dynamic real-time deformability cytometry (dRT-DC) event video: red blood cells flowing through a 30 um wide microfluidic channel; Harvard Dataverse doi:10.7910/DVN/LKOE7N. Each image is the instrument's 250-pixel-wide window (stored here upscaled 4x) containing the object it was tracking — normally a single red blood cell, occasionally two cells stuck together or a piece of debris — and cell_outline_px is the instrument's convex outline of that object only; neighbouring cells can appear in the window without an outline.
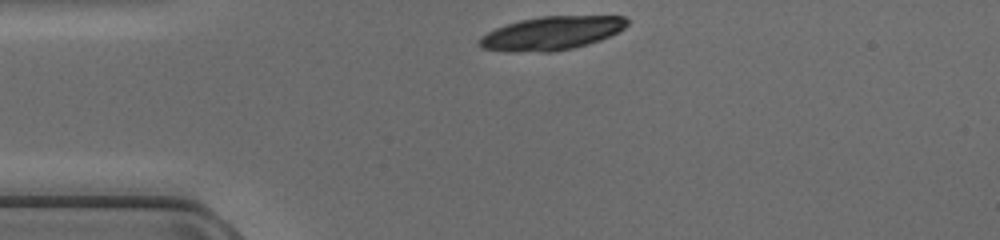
{"species": "common noctule bat (a hibernating species)", "species_latin": "Nyctalus noctula", "temperature_condition": "cold", "stored_images_in_passage": 37, "camera_frame_rate_fps": 3000, "um_per_image_px": 0.085, "animal": {"sex": "female", "body_mass_g": 17.0, "forearm_length_mm": 48.0}, "frame": {"image": 1, "passage_image": 1, "time_ms": 0.0, "image_size_px": [1000, 240], "cell_outline_px": [[628, 24], [624, 28], [600, 40], [588, 44], [572, 48], [552, 52], [508, 52], [480, 48], [476, 44], [476, 40], [480, 36], [496, 28], [520, 20], [540, 16], [624, 16], [628, 20]], "centroid_in_image_um": [46.81, 2.83], "position_along_channel_um": 38.2, "area_um2": 29.02}}
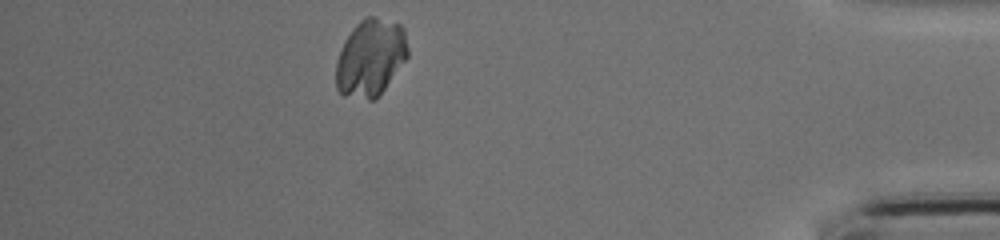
{"frame": {"image": 2, "passage_image": 32, "time_ms": 10.333, "image_size_px": [1000, 240], "cell_outline_px": [[408, 56], [384, 88], [372, 100], [368, 100], [344, 96], [336, 88], [336, 60], [344, 40], [352, 28], [364, 16], [372, 16], [400, 24], [404, 28], [408, 48]], "centroid_in_image_um": [31.47, 4.89], "position_along_channel_um": 403.7, "area_um2": 32.25}}